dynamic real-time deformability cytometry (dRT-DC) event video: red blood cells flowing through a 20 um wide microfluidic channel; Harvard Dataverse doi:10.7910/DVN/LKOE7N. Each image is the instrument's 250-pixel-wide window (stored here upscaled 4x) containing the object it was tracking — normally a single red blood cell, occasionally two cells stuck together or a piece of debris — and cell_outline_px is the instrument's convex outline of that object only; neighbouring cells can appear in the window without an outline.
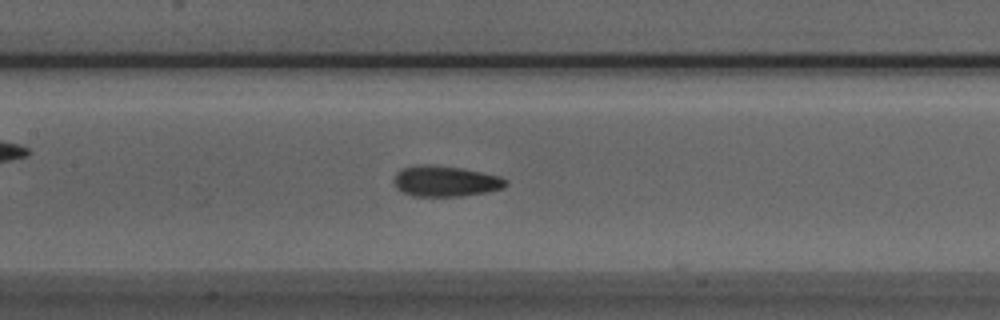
{"species": "Egyptian fruit bat (a non-hibernating species)", "species_latin": "Rousettus aegyptiacus", "temperature_condition": "room temperature", "stored_images_in_passage": 41, "camera_frame_rate_fps": 3000, "um_per_image_px": 0.085, "animal": {"sex": "male"}, "frame": {"image": 1, "passage_image": 13, "time_ms": 4.0, "image_size_px": [1000, 320], "cell_outline_px": [[508, 184], [504, 188], [488, 192], [460, 196], [412, 196], [396, 188], [396, 172], [400, 168], [420, 164], [432, 164], [464, 168], [500, 176], [508, 180]], "centroid_in_image_um": [37.9, 15.39], "position_along_channel_um": 169.5, "area_um2": 20.23}}
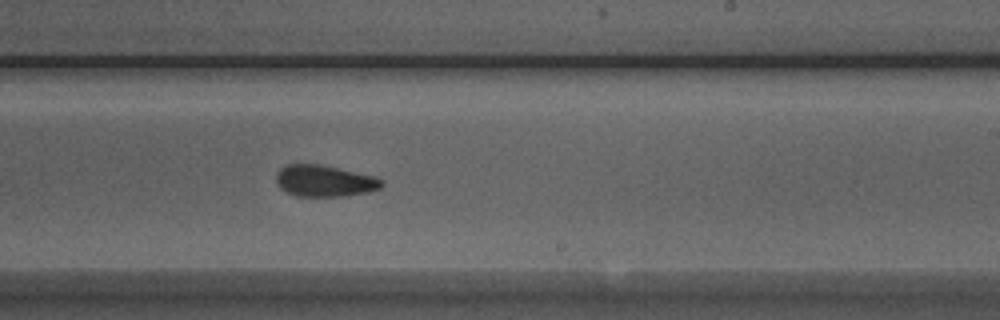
{"frame": {"image": 2, "passage_image": 20, "time_ms": 6.333, "image_size_px": [1000, 320], "cell_outline_px": [[384, 184], [380, 188], [368, 192], [348, 196], [296, 196], [280, 188], [276, 184], [276, 172], [280, 168], [288, 164], [320, 164], [376, 176], [384, 180]], "centroid_in_image_um": [27.6, 15.37], "position_along_channel_um": 261.4, "area_um2": 19.59}}
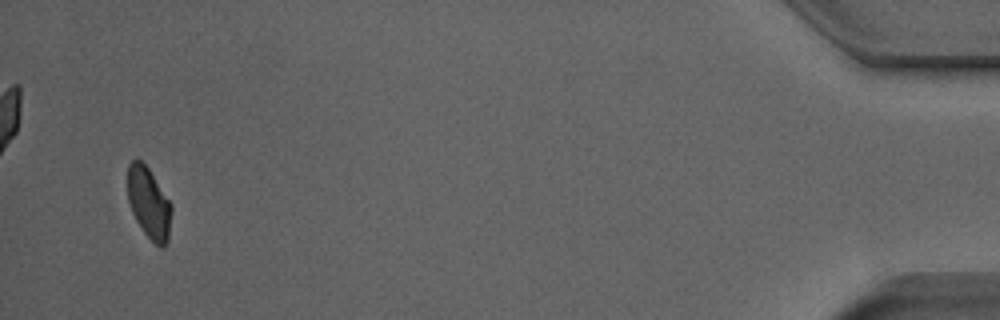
{"frame": {"image": 3, "passage_image": 39, "time_ms": 12.667, "image_size_px": [1000, 320], "cell_outline_px": [[172, 212], [168, 240], [164, 248], [160, 248], [144, 232], [136, 220], [132, 212], [128, 200], [128, 164], [132, 160], [140, 160], [148, 168], [172, 204]], "centroid_in_image_um": [12.67, 17.28], "position_along_channel_um": 422.5, "area_um2": 18.09}, "authors_computed_cell_mechanics": {"area_um2": 19.4786, "velocity_mm_per_s": 3.9522, "shape_relaxation_time_tau1_ms": 6.2473, "shape_relaxation_time_tau2_ms": 3.12, "deformation_change_tau1": 0.1306, "deformation_change_tau2": 0.0839}}